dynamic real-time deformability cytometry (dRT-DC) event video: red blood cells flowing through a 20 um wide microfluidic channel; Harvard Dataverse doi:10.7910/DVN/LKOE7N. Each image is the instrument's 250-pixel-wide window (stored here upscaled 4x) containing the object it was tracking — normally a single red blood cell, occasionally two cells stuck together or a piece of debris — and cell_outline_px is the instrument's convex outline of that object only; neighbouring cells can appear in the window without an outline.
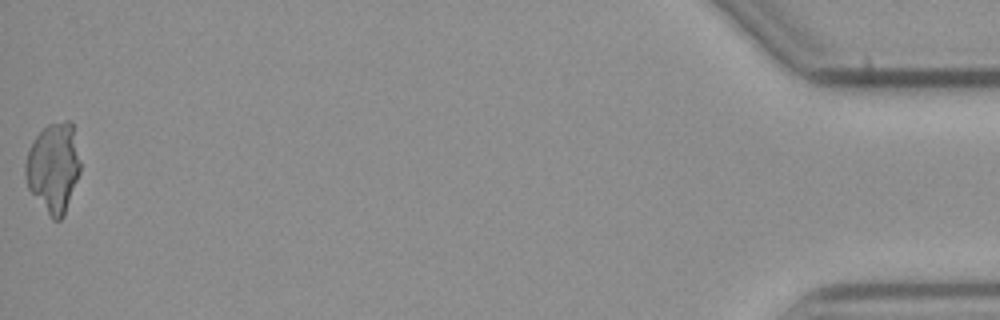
{"species": "common noctule bat (a hibernating species)", "species_latin": "Nyctalus noctula", "temperature_condition": "cold", "stored_images_in_passage": 40, "camera_frame_rate_fps": 3000, "um_per_image_px": 0.085, "animal": {"sex": "male", "body_mass_g": 23.1, "forearm_length_mm": 52.7}, "frame": {"image": 1, "passage_image": 40, "time_ms": 13.0, "image_size_px": [1000, 320], "cell_outline_px": [[80, 172], [64, 216], [60, 220], [52, 220], [28, 188], [24, 172], [24, 164], [28, 148], [32, 140], [48, 124], [64, 120], [72, 120], [80, 160]], "centroid_in_image_um": [4.53, 14.23], "position_along_channel_um": 430.7, "area_um2": 28.96}}